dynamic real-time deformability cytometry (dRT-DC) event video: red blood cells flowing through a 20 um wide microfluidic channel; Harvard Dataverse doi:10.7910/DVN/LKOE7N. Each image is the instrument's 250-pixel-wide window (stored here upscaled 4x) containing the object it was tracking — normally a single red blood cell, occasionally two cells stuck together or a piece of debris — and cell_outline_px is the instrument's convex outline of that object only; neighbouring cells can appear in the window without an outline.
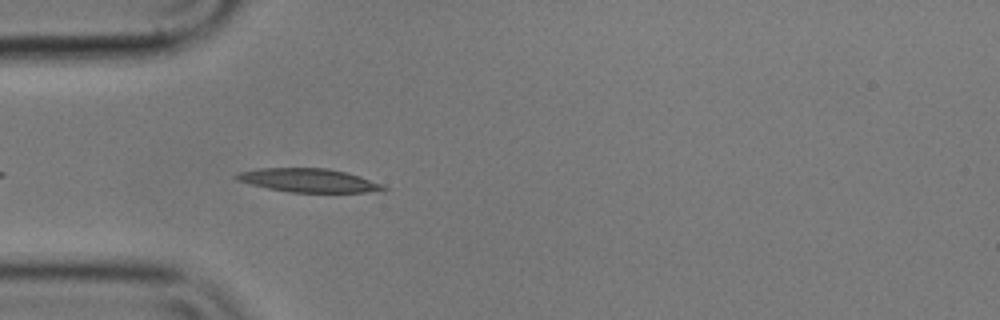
{"species": "common noctule bat (a hibernating species)", "species_latin": "Nyctalus noctula", "temperature_condition": "cold", "stored_images_in_passage": 28, "camera_frame_rate_fps": 3000, "um_per_image_px": 0.085, "animal": {"sex": "male", "body_mass_g": 17.9}, "frame": {"image": 1, "passage_image": 4, "time_ms": 1.0, "image_size_px": [1000, 320], "cell_outline_px": [[388, 188], [368, 192], [288, 192], [268, 188], [236, 180], [232, 176], [240, 172], [260, 168], [328, 168], [360, 176], [384, 184]], "centroid_in_image_um": [26.22, 15.33], "position_along_channel_um": 58.8, "area_um2": 20.06}}
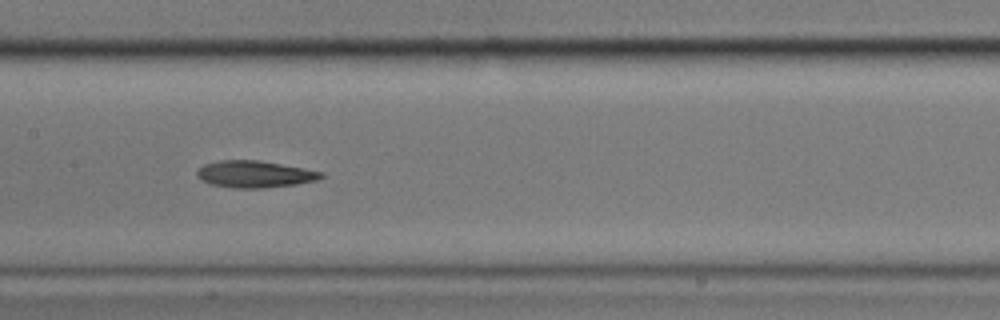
{"frame": {"image": 2, "passage_image": 15, "time_ms": 4.667, "image_size_px": [1000, 320], "cell_outline_px": [[324, 176], [316, 180], [296, 184], [264, 188], [232, 188], [212, 184], [200, 180], [196, 176], [196, 172], [204, 164], [220, 160], [260, 160], [304, 168], [324, 172]], "centroid_in_image_um": [21.64, 14.8], "position_along_channel_um": 185.8, "area_um2": 19.48}}
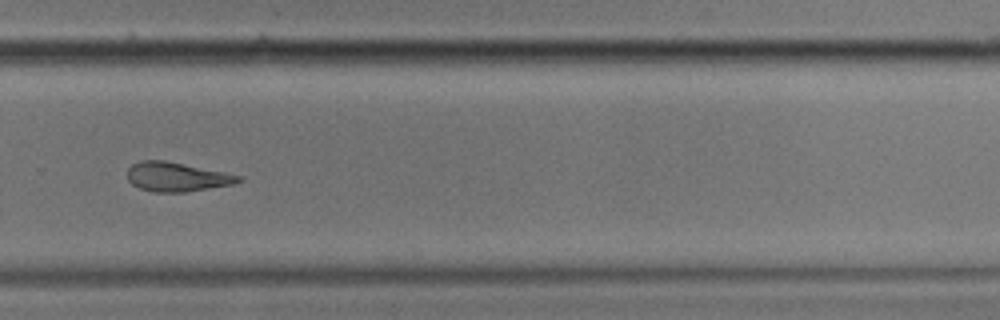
{"frame": {"image": 3, "passage_image": 26, "time_ms": 8.333, "image_size_px": [1000, 320], "cell_outline_px": [[244, 180], [232, 184], [184, 192], [152, 192], [140, 188], [132, 184], [128, 180], [128, 168], [132, 164], [140, 160], [164, 160], [244, 176]], "centroid_in_image_um": [15.02, 15.03], "position_along_channel_um": 314.8, "area_um2": 18.84}}